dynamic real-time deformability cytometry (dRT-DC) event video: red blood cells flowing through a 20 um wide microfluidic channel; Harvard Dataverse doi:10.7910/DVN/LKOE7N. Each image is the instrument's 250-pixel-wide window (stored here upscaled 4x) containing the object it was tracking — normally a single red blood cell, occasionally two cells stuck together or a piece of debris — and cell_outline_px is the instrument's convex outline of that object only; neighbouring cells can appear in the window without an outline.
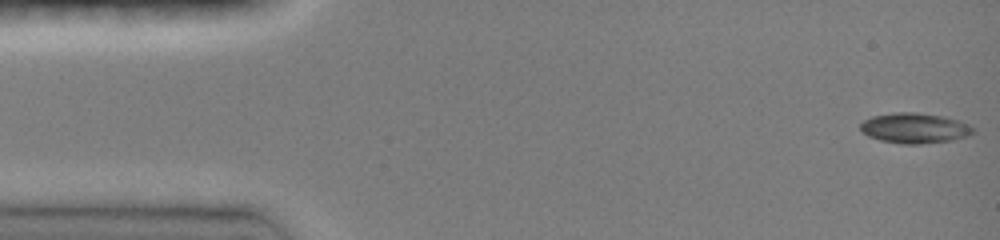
{"species": "common noctule bat (a hibernating species)", "species_latin": "Nyctalus noctula", "temperature_condition": "room temperature", "stored_images_in_passage": 46, "camera_frame_rate_fps": 3000, "um_per_image_px": 0.085, "animal": {"sex": "female", "body_mass_g": 19.0, "forearm_length_mm": 51.5}, "frame": {"image": 1, "passage_image": 1, "time_ms": 0.0, "image_size_px": [1000, 240], "cell_outline_px": [[976, 132], [968, 136], [952, 140], [920, 144], [904, 144], [880, 140], [868, 136], [860, 128], [860, 124], [864, 120], [872, 116], [896, 112], [916, 112], [944, 116], [960, 120], [968, 124]], "centroid_in_image_um": [77.77, 10.88], "position_along_channel_um": 7.2, "area_um2": 19.94}}
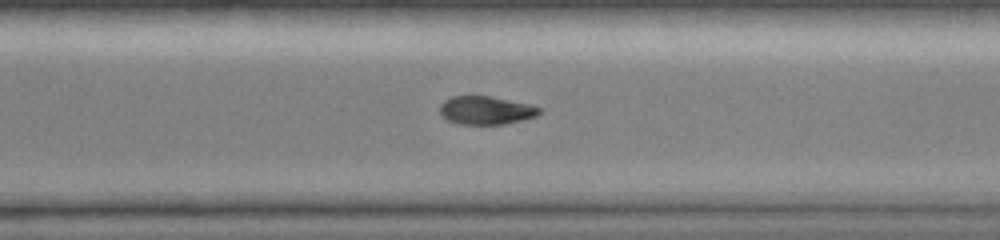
{"frame": {"image": 2, "passage_image": 33, "time_ms": 10.667, "image_size_px": [1000, 240], "cell_outline_px": [[540, 112], [536, 116], [524, 120], [504, 124], [460, 124], [448, 120], [440, 112], [440, 104], [444, 100], [452, 96], [492, 96], [532, 104], [540, 108]], "centroid_in_image_um": [41.33, 9.37], "position_along_channel_um": 329.3, "area_um2": 16.47}}
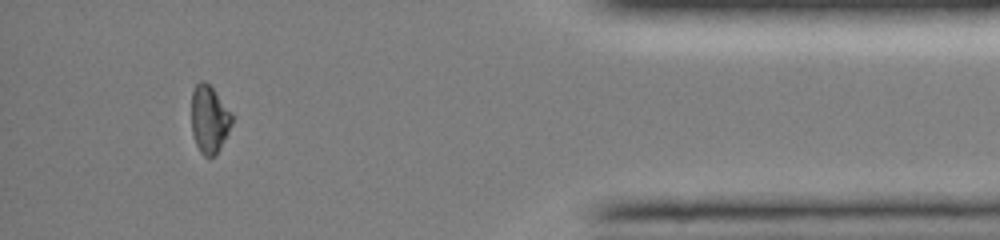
{"frame": {"image": 3, "passage_image": 42, "time_ms": 13.667, "image_size_px": [1000, 240], "cell_outline_px": [[232, 124], [216, 156], [204, 156], [200, 152], [196, 144], [192, 132], [192, 92], [196, 84], [200, 80], [204, 80], [212, 88], [232, 112]], "centroid_in_image_um": [17.79, 10.14], "position_along_channel_um": 417.4, "area_um2": 15.9}, "authors_computed_cell_mechanics": {"area_um2": 18.4382, "velocity_mm_per_s": 4.1312, "shape_relaxation_time_tau1_ms": 3.7702, "shape_relaxation_time_tau2_ms": null, "deformation_change_tau1": 0.1252, "deformation_change_tau2": null}}